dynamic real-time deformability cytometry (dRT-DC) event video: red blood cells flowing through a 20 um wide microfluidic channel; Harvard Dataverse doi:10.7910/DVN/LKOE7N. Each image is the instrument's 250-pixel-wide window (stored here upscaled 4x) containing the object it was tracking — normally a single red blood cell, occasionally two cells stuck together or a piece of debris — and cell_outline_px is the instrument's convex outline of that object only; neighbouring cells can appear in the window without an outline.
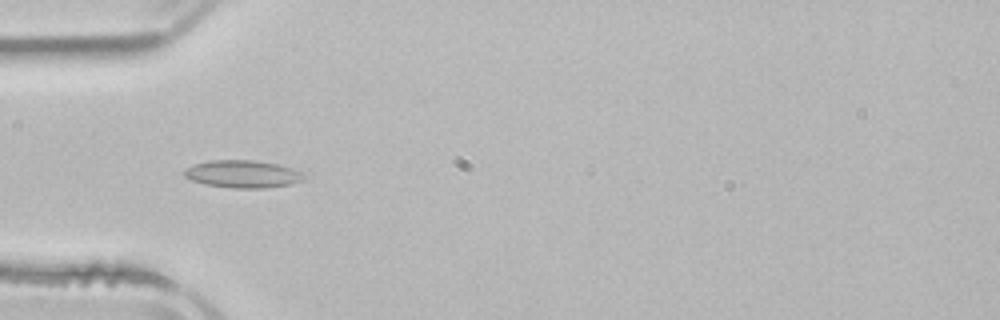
{"species": "common noctule bat (a hibernating species)", "species_latin": "Nyctalus noctula", "temperature_condition": "room temperature", "stored_images_in_passage": 5, "camera_frame_rate_fps": 3000, "um_per_image_px": 0.085, "animal": {"sex": "male", "body_mass_g": 21.5, "forearm_length_mm": 52.0}, "frame": {"image": 1, "passage_image": 4, "time_ms": 3.667, "image_size_px": [1000, 320], "cell_outline_px": [[308, 176], [304, 180], [292, 184], [264, 188], [236, 188], [204, 184], [192, 180], [184, 176], [184, 168], [208, 160], [256, 160], [276, 164], [292, 168], [304, 172]], "centroid_in_image_um": [20.68, 14.79], "position_along_channel_um": 64.3, "area_um2": 19.36}}
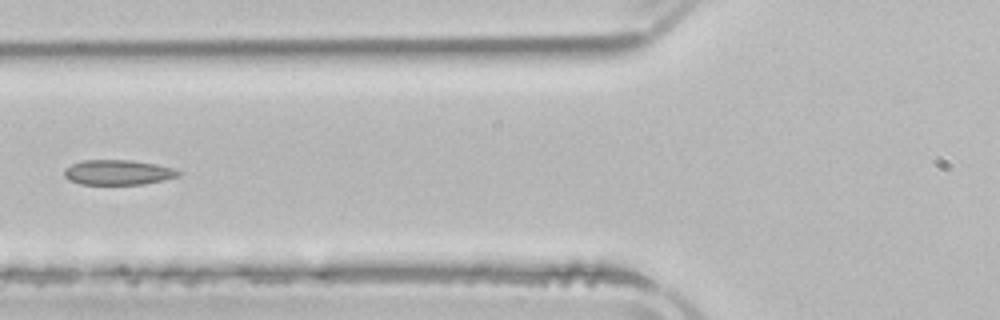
{"frame": {"image": 2, "passage_image": 5, "time_ms": 5.0, "image_size_px": [1000, 320], "cell_outline_px": [[184, 172], [180, 176], [164, 180], [144, 184], [80, 184], [68, 180], [64, 176], [64, 168], [72, 164], [84, 160], [132, 160], [156, 164], [172, 168]], "centroid_in_image_um": [10.05, 14.65], "position_along_channel_um": 115.8, "area_um2": 16.76}}